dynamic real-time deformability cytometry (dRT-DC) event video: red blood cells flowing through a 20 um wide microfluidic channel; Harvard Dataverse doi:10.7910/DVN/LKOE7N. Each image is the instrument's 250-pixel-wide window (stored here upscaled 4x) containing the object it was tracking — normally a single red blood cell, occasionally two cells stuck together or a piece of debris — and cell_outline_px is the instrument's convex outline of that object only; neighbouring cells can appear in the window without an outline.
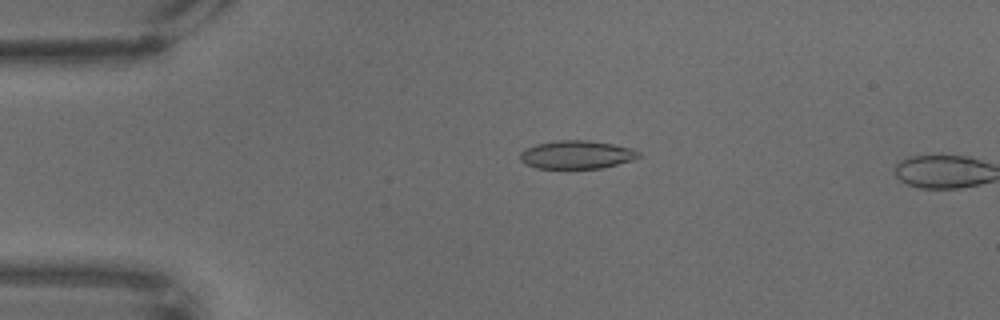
{"species": "common noctule bat (a hibernating species)", "species_latin": "Nyctalus noctula", "temperature_condition": "warm", "stored_images_in_passage": 17, "camera_frame_rate_fps": 3000, "um_per_image_px": 0.085, "animal": {"sex": "male", "body_mass_g": 18.8}, "frame": {"image": 1, "passage_image": 15, "time_ms": 4.667, "image_size_px": [1000, 320], "cell_outline_px": [[640, 156], [632, 160], [600, 168], [536, 168], [524, 164], [520, 160], [520, 152], [524, 148], [536, 144], [556, 140], [588, 140], [612, 144], [632, 148], [640, 152]], "centroid_in_image_um": [48.97, 13.14], "position_along_channel_um": 36.0, "area_um2": 19.54}}